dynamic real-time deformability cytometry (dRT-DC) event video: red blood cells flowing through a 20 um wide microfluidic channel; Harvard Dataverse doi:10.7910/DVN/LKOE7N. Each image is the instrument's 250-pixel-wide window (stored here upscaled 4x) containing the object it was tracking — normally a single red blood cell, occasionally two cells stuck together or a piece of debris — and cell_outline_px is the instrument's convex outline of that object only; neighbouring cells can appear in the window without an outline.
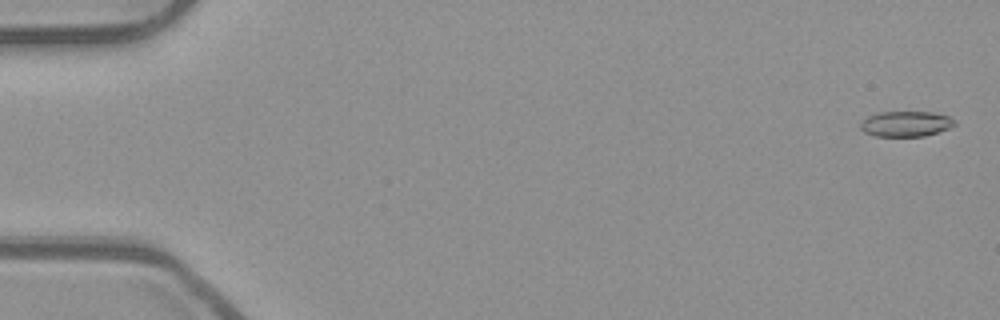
{"species": "common noctule bat (a hibernating species)", "species_latin": "Nyctalus noctula", "temperature_condition": "room temperature", "stored_images_in_passage": 54, "camera_frame_rate_fps": 3000, "um_per_image_px": 0.085, "animal": {"sex": "male", "body_mass_g": 23.1, "forearm_length_mm": 52.7}, "frame": {"image": 1, "passage_image": 2, "time_ms": 0.333, "image_size_px": [1000, 320], "cell_outline_px": [[956, 124], [948, 128], [924, 136], [876, 136], [864, 132], [860, 128], [860, 124], [868, 116], [876, 112], [932, 112], [948, 116]], "centroid_in_image_um": [76.95, 10.52], "position_along_channel_um": 8.0, "area_um2": 13.76}}
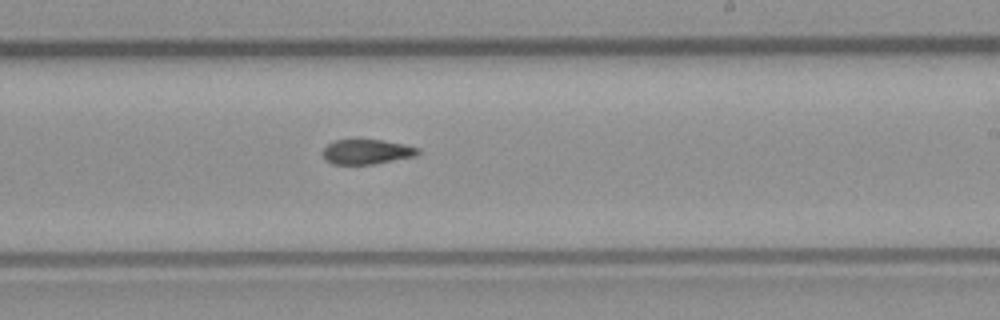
{"frame": {"image": 2, "passage_image": 33, "time_ms": 10.667, "image_size_px": [1000, 320], "cell_outline_px": [[420, 152], [416, 156], [372, 164], [332, 164], [324, 160], [324, 148], [332, 140], [356, 136], [384, 140], [404, 144], [420, 148]], "centroid_in_image_um": [31.14, 12.84], "position_along_channel_um": 257.9, "area_um2": 14.51}}
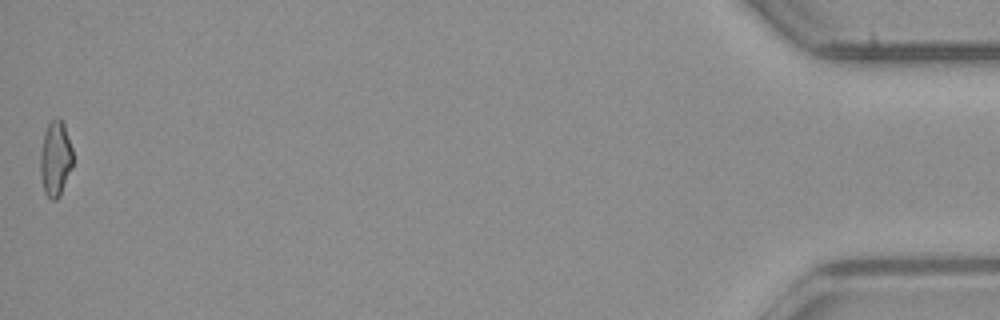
{"frame": {"image": 3, "passage_image": 54, "time_ms": 17.667, "image_size_px": [1000, 320], "cell_outline_px": [[72, 168], [60, 196], [56, 200], [52, 200], [44, 192], [40, 176], [40, 156], [44, 132], [48, 124], [56, 116], [60, 116], [64, 124], [72, 148]], "centroid_in_image_um": [4.71, 13.48], "position_along_channel_um": 430.5, "area_um2": 14.45}, "authors_computed_cell_mechanics": {"area_um2": 14.45, "velocity_mm_per_s": 3.9148, "shape_relaxation_time_tau1_ms": 9.7226, "shape_relaxation_time_tau2_ms": 3.142, "deformation_change_tau1": 0.2464, "deformation_change_tau2": 0.1119}}